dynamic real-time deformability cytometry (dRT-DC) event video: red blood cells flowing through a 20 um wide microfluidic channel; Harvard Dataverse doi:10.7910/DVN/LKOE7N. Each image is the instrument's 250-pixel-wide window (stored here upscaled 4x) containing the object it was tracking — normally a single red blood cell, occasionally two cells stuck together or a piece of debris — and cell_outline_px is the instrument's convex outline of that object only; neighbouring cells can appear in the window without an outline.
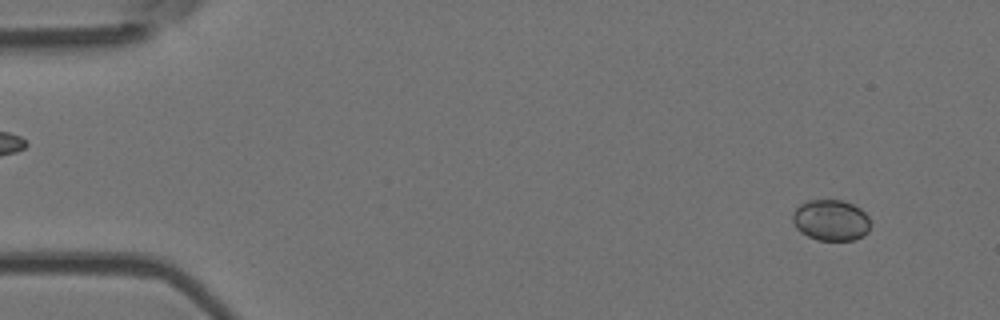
{"species": "Egyptian fruit bat (a non-hibernating species)", "species_latin": "Rousettus aegyptiacus", "temperature_condition": "room temperature", "stored_images_in_passage": 7, "camera_frame_rate_fps": 3000, "um_per_image_px": 0.085, "animal": {"sex": "female"}, "frame": {"image": 1, "passage_image": 4, "time_ms": 1.0, "image_size_px": [1000, 320], "cell_outline_px": [[868, 232], [852, 240], [816, 240], [800, 232], [796, 228], [792, 220], [792, 212], [800, 204], [808, 200], [840, 200], [852, 204], [860, 208], [868, 216]], "centroid_in_image_um": [70.57, 18.71], "position_along_channel_um": 14.4, "area_um2": 18.5}}